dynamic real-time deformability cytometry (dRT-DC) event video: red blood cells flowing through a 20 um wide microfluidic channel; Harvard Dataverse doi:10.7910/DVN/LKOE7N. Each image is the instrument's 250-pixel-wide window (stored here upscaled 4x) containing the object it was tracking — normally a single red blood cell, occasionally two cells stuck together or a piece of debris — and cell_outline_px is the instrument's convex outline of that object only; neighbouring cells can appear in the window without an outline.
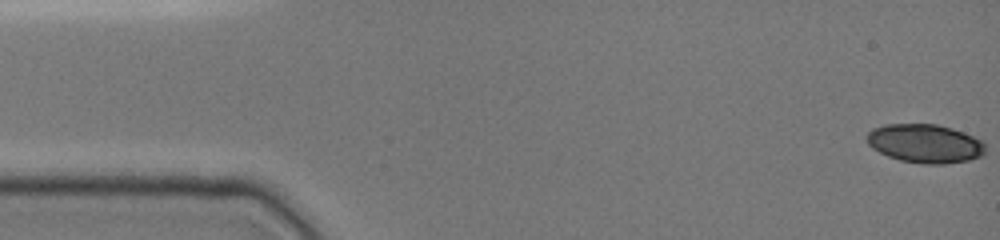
{"species": "common noctule bat (a hibernating species)", "species_latin": "Nyctalus noctula", "temperature_condition": "cold", "stored_images_in_passage": 48, "camera_frame_rate_fps": 3000, "um_per_image_px": 0.085, "animal": {"sex": "female", "body_mass_g": 19.0, "forearm_length_mm": 51.5}, "frame": {"image": 1, "passage_image": 1, "time_ms": 0.0, "image_size_px": [1000, 240], "cell_outline_px": [[984, 152], [980, 156], [968, 160], [940, 164], [928, 164], [900, 160], [888, 156], [880, 152], [868, 144], [868, 132], [872, 128], [884, 124], [936, 124], [952, 128], [964, 132], [980, 140], [984, 144]], "centroid_in_image_um": [78.61, 12.18], "position_along_channel_um": 6.4, "area_um2": 26.41}}
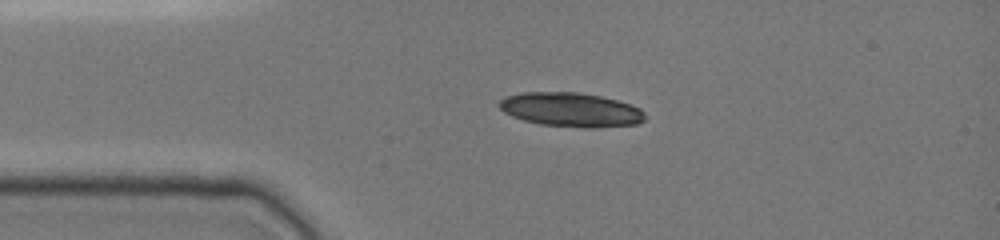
{"frame": {"image": 2, "passage_image": 11, "time_ms": 3.333, "image_size_px": [1000, 240], "cell_outline_px": [[644, 120], [636, 124], [540, 124], [524, 120], [512, 116], [504, 112], [500, 108], [500, 100], [504, 96], [520, 92], [580, 92], [600, 96], [616, 100], [640, 108], [644, 112]], "centroid_in_image_um": [48.42, 9.25], "position_along_channel_um": 36.6, "area_um2": 27.46}}